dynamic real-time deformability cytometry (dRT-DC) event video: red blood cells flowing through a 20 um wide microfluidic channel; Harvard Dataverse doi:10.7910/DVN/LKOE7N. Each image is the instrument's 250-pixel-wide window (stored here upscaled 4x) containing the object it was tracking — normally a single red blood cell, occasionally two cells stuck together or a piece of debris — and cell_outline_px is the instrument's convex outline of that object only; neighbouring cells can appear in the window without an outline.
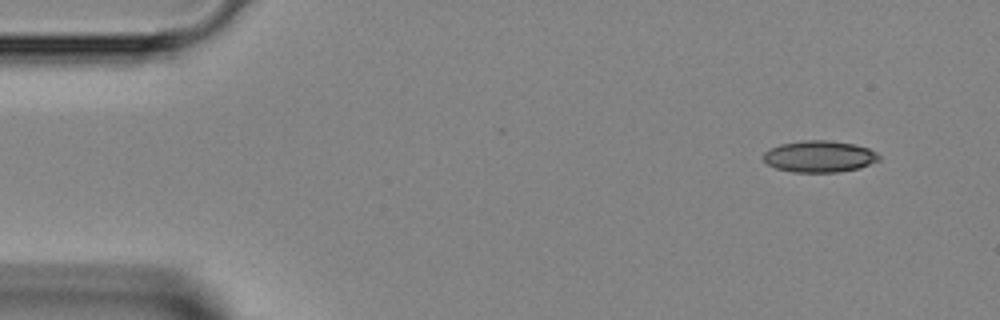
{"species": "Egyptian fruit bat (a non-hibernating species)", "species_latin": "Rousettus aegyptiacus", "temperature_condition": "room temperature", "stored_images_in_passage": 11, "camera_frame_rate_fps": 3000, "um_per_image_px": 0.085, "animal": {"sex": "female"}, "frame": {"image": 1, "passage_image": 1, "time_ms": 0.0, "image_size_px": [1000, 320], "cell_outline_px": [[880, 160], [860, 168], [840, 172], [792, 172], [776, 168], [768, 164], [760, 156], [764, 152], [780, 144], [804, 140], [828, 140], [856, 144], [868, 148], [876, 152], [880, 156]], "centroid_in_image_um": [69.66, 13.3], "position_along_channel_um": 15.3, "area_um2": 21.44}}
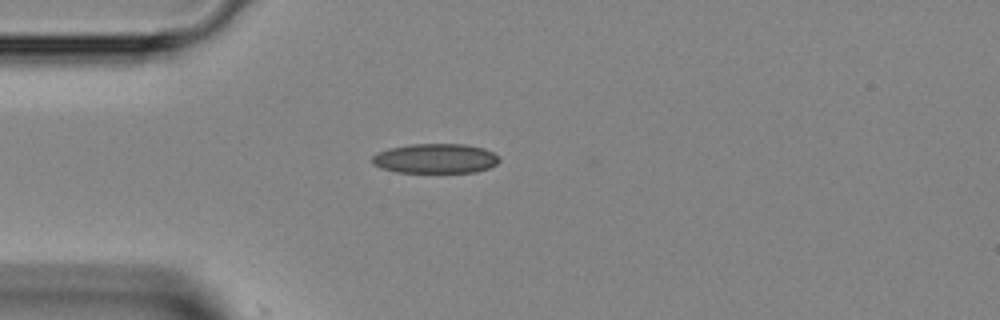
{"frame": {"image": 2, "passage_image": 9, "time_ms": 2.667, "image_size_px": [1000, 320], "cell_outline_px": [[500, 160], [496, 164], [488, 168], [476, 172], [396, 172], [380, 168], [372, 164], [372, 156], [376, 152], [388, 148], [412, 144], [464, 144], [484, 148], [500, 156]], "centroid_in_image_um": [36.99, 13.47], "position_along_channel_um": 48.0, "area_um2": 22.14}}